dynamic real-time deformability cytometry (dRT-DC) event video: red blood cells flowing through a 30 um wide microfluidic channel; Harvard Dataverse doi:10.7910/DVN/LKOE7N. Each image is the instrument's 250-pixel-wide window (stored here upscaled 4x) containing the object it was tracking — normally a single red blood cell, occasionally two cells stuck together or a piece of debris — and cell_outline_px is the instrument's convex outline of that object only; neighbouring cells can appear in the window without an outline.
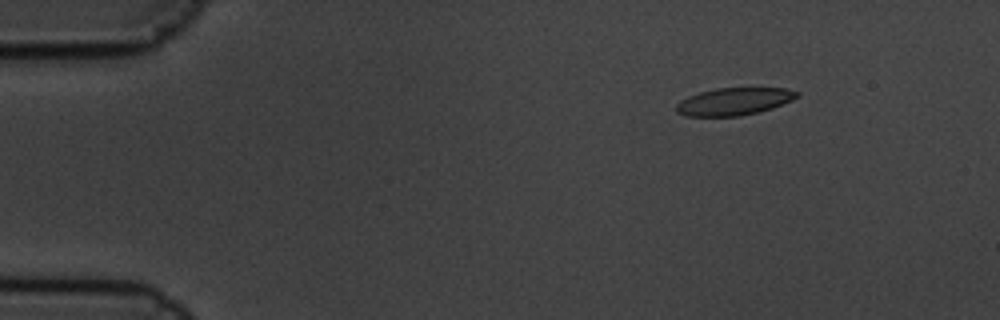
{"species": "common noctule bat (a hibernating species)", "species_latin": "Nyctalus noctula", "temperature_condition": "cold", "stored_images_in_passage": 5, "camera_frame_rate_fps": 3000, "um_per_image_px": 0.085, "animal": {"sex": "male", "body_mass_g": 19.5, "forearm_length_mm": 54.6}, "frame": {"image": 1, "passage_image": 1, "time_ms": 0.0, "image_size_px": [1000, 320], "cell_outline_px": [[800, 96], [792, 100], [772, 108], [760, 112], [740, 116], [688, 116], [676, 112], [676, 104], [680, 100], [688, 96], [700, 92], [716, 88], [788, 88], [800, 92]], "centroid_in_image_um": [62.42, 8.62], "position_along_channel_um": 22.6, "area_um2": 19.42}}
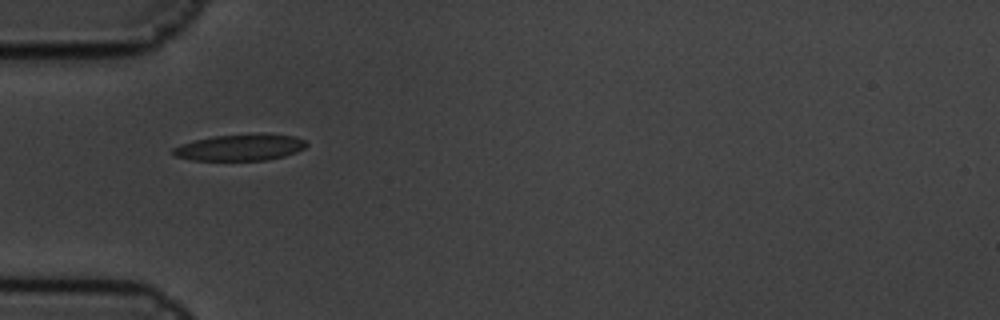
{"frame": {"image": 2, "passage_image": 4, "time_ms": 1.0, "image_size_px": [1000, 320], "cell_outline_px": [[308, 144], [304, 148], [296, 152], [284, 156], [268, 160], [192, 160], [176, 156], [172, 152], [172, 148], [192, 140], [212, 136], [296, 136], [304, 140]], "centroid_in_image_um": [20.36, 12.57], "position_along_channel_um": 64.6, "area_um2": 19.71}}
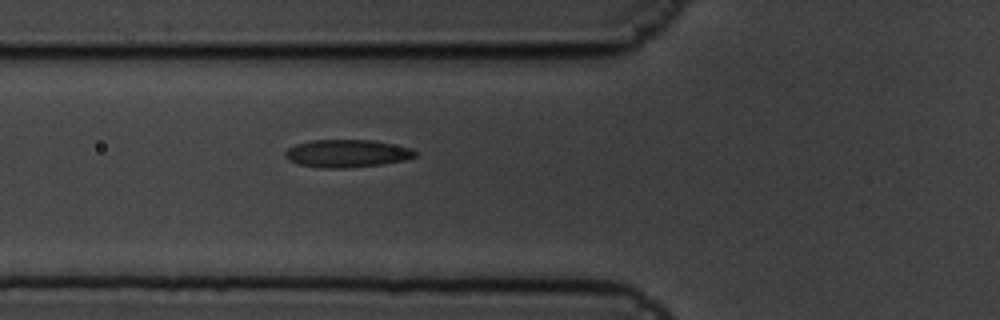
{"frame": {"image": 3, "passage_image": 5, "time_ms": 1.333, "image_size_px": [1000, 320], "cell_outline_px": [[416, 156], [404, 160], [380, 164], [344, 168], [320, 168], [300, 164], [288, 160], [284, 156], [284, 152], [288, 148], [296, 144], [312, 140], [372, 140], [412, 148], [416, 152]], "centroid_in_image_um": [29.46, 13.04], "position_along_channel_um": 96.3, "area_um2": 20.87}}